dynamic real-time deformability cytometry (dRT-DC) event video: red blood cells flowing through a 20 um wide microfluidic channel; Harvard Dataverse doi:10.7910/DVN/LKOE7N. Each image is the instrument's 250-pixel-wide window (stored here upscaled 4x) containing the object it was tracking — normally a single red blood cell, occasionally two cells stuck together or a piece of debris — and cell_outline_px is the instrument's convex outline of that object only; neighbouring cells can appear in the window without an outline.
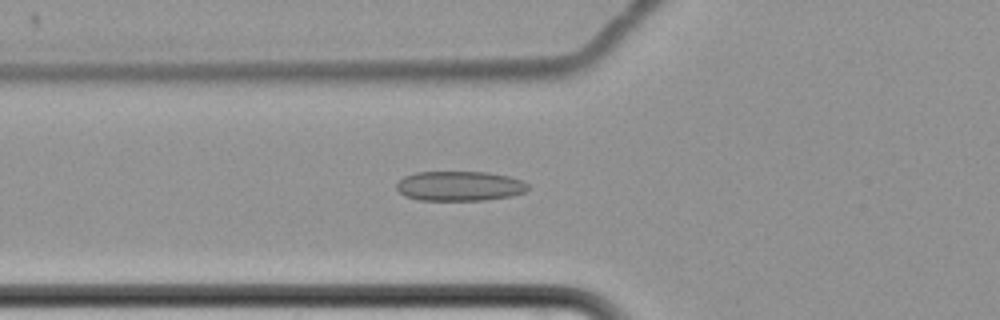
{"species": "common noctule bat (a hibernating species)", "species_latin": "Nyctalus noctula", "temperature_condition": "cold", "stored_images_in_passage": 65, "camera_frame_rate_fps": 3000, "um_per_image_px": 0.085, "animal": {"sex": "female", "body_mass_g": 22.7, "forearm_length_mm": 54.2}, "frame": {"image": 1, "passage_image": 27, "time_ms": 8.667, "image_size_px": [1000, 320], "cell_outline_px": [[528, 188], [524, 192], [512, 196], [484, 200], [420, 200], [404, 196], [396, 188], [396, 184], [404, 176], [416, 172], [488, 172], [508, 176], [524, 180], [528, 184]], "centroid_in_image_um": [39.07, 15.81], "position_along_channel_um": 86.7, "area_um2": 22.89}}
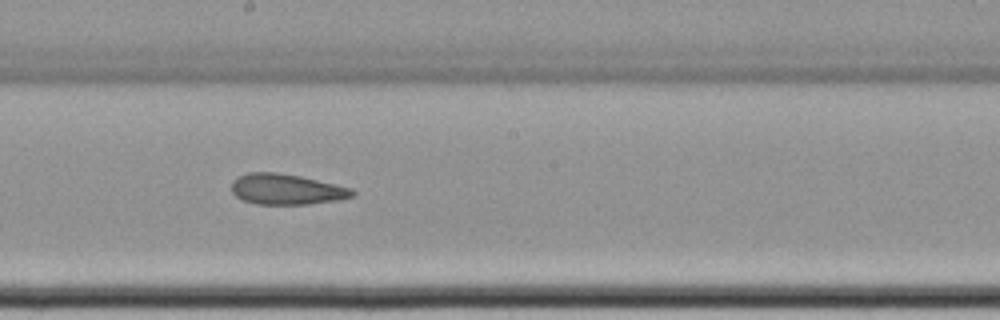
{"frame": {"image": 2, "passage_image": 39, "time_ms": 12.667, "image_size_px": [1000, 320], "cell_outline_px": [[356, 196], [336, 200], [308, 204], [256, 204], [240, 200], [232, 192], [232, 180], [248, 172], [276, 172], [300, 176], [352, 188], [356, 192]], "centroid_in_image_um": [24.34, 16.09], "position_along_channel_um": 223.9, "area_um2": 21.62}}
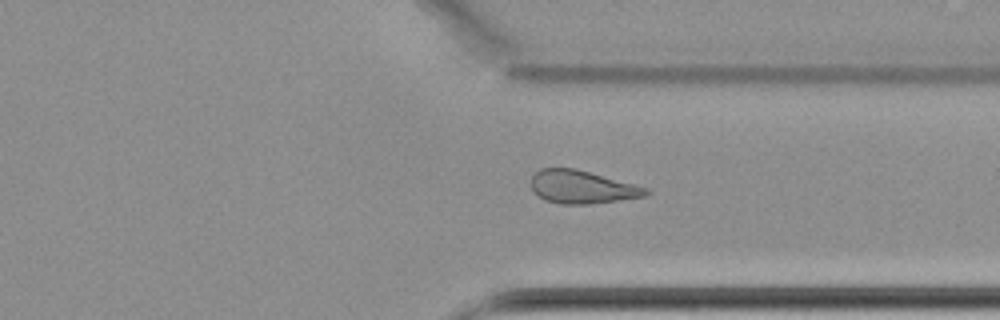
{"frame": {"image": 3, "passage_image": 51, "time_ms": 16.667, "image_size_px": [1000, 320], "cell_outline_px": [[652, 192], [648, 196], [620, 200], [588, 204], [560, 204], [544, 200], [532, 188], [532, 176], [540, 168], [576, 168], [648, 188]], "centroid_in_image_um": [49.51, 15.9], "position_along_channel_um": 361.9, "area_um2": 22.08}, "authors_computed_cell_mechanics": {"area_um2": 24.7962, "velocity_mm_per_s": 3.431, "shape_relaxation_time_tau1_ms": null, "shape_relaxation_time_tau2_ms": 3.2314, "deformation_change_tau1": null, "deformation_change_tau2": 0.1183}}